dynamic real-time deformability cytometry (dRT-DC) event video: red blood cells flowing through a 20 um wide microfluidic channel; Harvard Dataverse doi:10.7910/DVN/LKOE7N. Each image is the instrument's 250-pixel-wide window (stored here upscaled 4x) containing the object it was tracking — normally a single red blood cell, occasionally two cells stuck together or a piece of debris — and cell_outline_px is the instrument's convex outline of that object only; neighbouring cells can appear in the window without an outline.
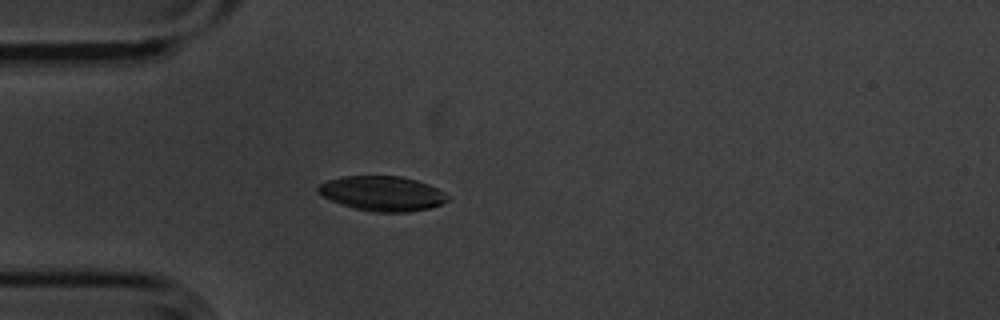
{"species": "common noctule bat (a hibernating species)", "species_latin": "Nyctalus noctula", "temperature_condition": "cold", "stored_images_in_passage": 5, "camera_frame_rate_fps": 3000, "um_per_image_px": 0.085, "animal": {"sex": "male", "body_mass_g": 20.1, "forearm_length_mm": 53.5}, "frame": {"image": 1, "passage_image": 5, "time_ms": 1.333, "image_size_px": [1000, 320], "cell_outline_px": [[452, 196], [448, 200], [440, 204], [428, 208], [408, 212], [372, 212], [340, 204], [316, 192], [316, 188], [320, 184], [328, 180], [344, 176], [400, 176], [416, 180], [428, 184]], "centroid_in_image_um": [32.5, 16.44], "position_along_channel_um": 52.5, "area_um2": 26.18}}